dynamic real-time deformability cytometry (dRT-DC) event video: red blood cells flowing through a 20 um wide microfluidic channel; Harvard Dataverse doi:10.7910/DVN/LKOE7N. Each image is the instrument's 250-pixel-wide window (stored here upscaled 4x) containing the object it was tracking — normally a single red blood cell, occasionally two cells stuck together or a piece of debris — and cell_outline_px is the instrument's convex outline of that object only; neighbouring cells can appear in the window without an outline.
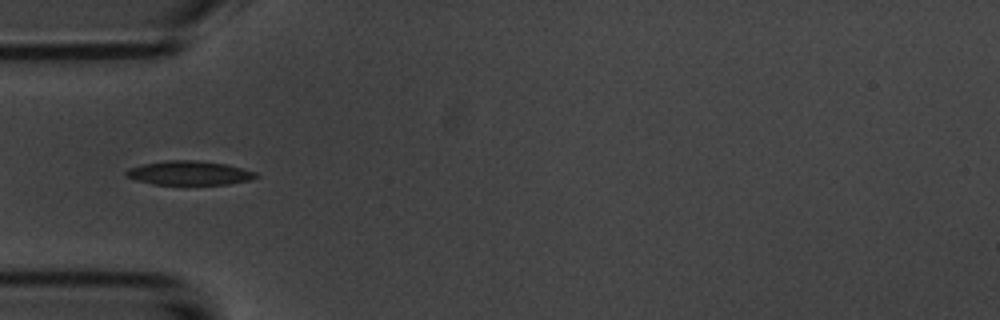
{"species": "common noctule bat (a hibernating species)", "species_latin": "Nyctalus noctula", "temperature_condition": "room temperature", "stored_images_in_passage": 7, "camera_frame_rate_fps": 3000, "um_per_image_px": 0.085, "animal": {"sex": "male", "body_mass_g": 20.1, "forearm_length_mm": 53.5}, "frame": {"image": 1, "passage_image": 4, "time_ms": 3.333, "image_size_px": [1000, 320], "cell_outline_px": [[260, 176], [252, 180], [228, 184], [152, 184], [136, 180], [124, 176], [124, 172], [128, 168], [144, 164], [164, 160], [200, 160], [228, 164], [256, 172]], "centroid_in_image_um": [16.1, 14.69], "position_along_channel_um": 68.9, "area_um2": 18.44}}
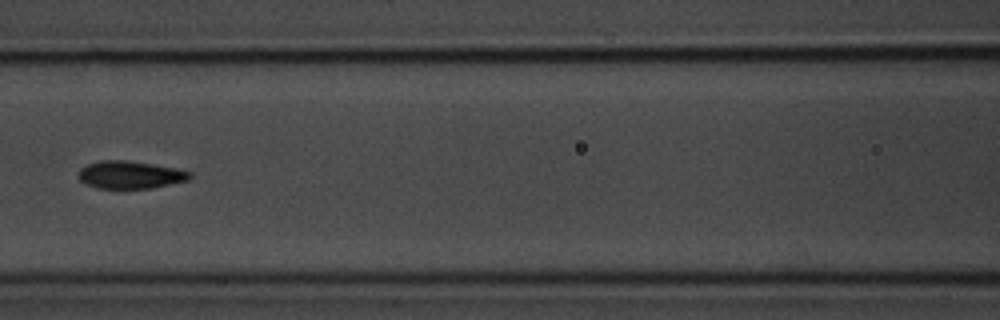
{"frame": {"image": 2, "passage_image": 6, "time_ms": 5.667, "image_size_px": [1000, 320], "cell_outline_px": [[192, 176], [188, 180], [152, 188], [96, 188], [80, 180], [80, 168], [88, 164], [100, 160], [124, 160], [152, 164], [176, 168], [192, 172]], "centroid_in_image_um": [11.09, 14.85], "position_along_channel_um": 155.5, "area_um2": 17.74}}
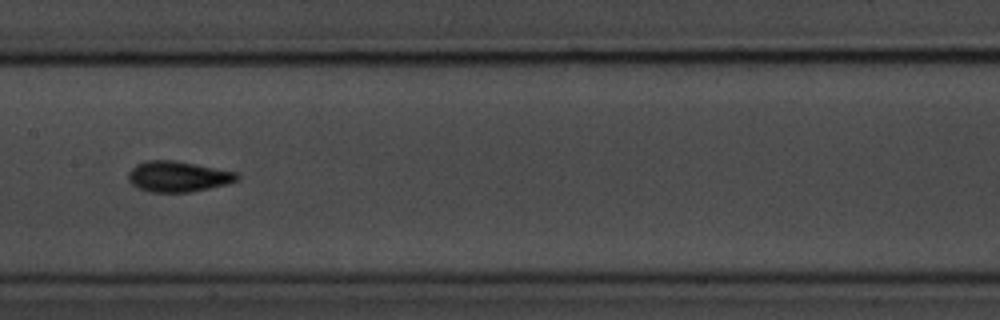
{"frame": {"image": 3, "passage_image": 7, "time_ms": 6.667, "image_size_px": [1000, 320], "cell_outline_px": [[240, 176], [236, 180], [228, 184], [188, 192], [152, 192], [136, 188], [128, 180], [128, 172], [136, 164], [144, 160], [172, 160], [196, 164], [240, 172]], "centroid_in_image_um": [15.13, 14.99], "position_along_channel_um": 192.3, "area_um2": 19.59}}